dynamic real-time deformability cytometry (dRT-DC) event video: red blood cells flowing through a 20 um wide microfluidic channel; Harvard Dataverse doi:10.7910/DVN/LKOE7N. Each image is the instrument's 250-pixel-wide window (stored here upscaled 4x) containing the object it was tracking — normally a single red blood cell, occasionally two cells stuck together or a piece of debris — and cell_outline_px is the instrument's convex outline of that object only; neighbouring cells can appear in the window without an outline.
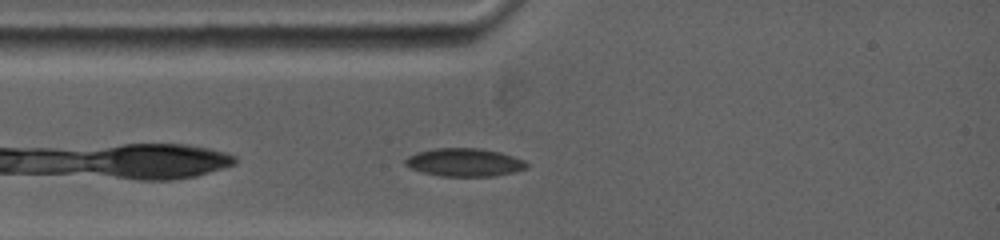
{"species": "common noctule bat (a hibernating species)", "species_latin": "Nyctalus noctula", "temperature_condition": "warm", "stored_images_in_passage": 13, "camera_frame_rate_fps": 5000, "um_per_image_px": 0.085, "animal": {"sex": "female", "body_mass_g": 19.0, "forearm_length_mm": 53.3}, "frame": {"image": 1, "passage_image": 2, "time_ms": 0.4, "image_size_px": [1000, 240], "cell_outline_px": [[528, 168], [512, 172], [492, 176], [440, 176], [420, 172], [408, 168], [404, 164], [404, 160], [408, 156], [416, 152], [432, 148], [480, 148], [500, 152], [524, 160], [528, 164]], "centroid_in_image_um": [39.42, 13.8], "position_along_channel_um": 45.6, "area_um2": 20.06}}
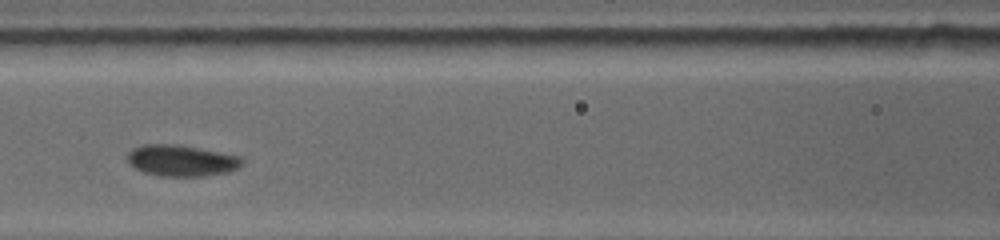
{"frame": {"image": 2, "passage_image": 9, "time_ms": 3.2, "image_size_px": [1000, 240], "cell_outline_px": [[244, 164], [228, 172], [204, 176], [160, 176], [144, 172], [132, 168], [128, 160], [128, 152], [132, 148], [144, 144], [176, 144], [220, 152], [240, 156], [244, 160]], "centroid_in_image_um": [15.41, 13.65], "position_along_channel_um": 151.2, "area_um2": 20.98}}
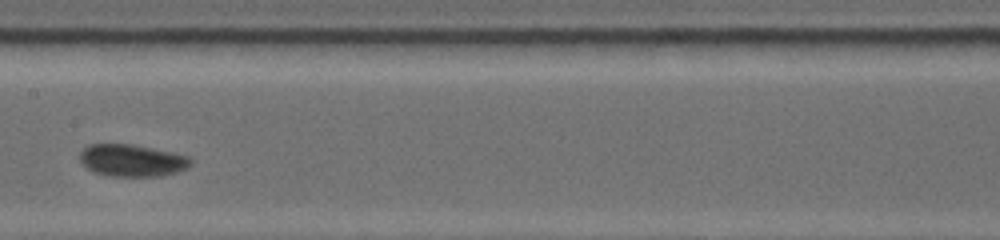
{"frame": {"image": 3, "passage_image": 12, "time_ms": 4.4, "image_size_px": [1000, 240], "cell_outline_px": [[192, 164], [188, 168], [176, 172], [160, 176], [108, 176], [92, 172], [80, 160], [80, 152], [88, 144], [132, 144], [188, 156], [192, 160]], "centroid_in_image_um": [11.21, 13.64], "position_along_channel_um": 196.2, "area_um2": 20.69}}